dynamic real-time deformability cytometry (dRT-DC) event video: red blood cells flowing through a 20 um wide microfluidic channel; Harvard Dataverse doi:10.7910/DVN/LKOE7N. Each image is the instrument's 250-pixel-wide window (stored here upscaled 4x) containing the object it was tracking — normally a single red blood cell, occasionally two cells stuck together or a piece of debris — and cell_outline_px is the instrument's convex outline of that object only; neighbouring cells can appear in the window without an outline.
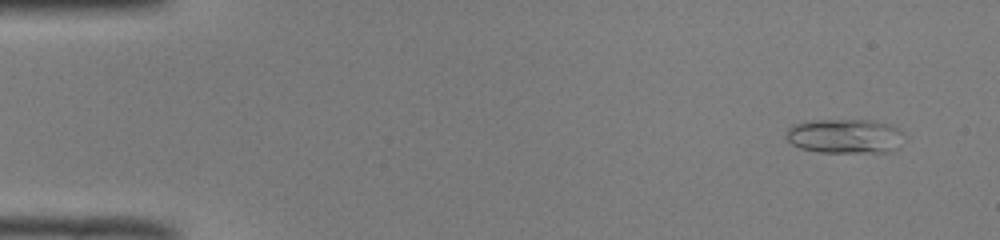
{"species": "common noctule bat (a hibernating species)", "species_latin": "Nyctalus noctula", "temperature_condition": "room temperature", "stored_images_in_passage": 51, "camera_frame_rate_fps": 3000, "um_per_image_px": 0.085, "animal": {"sex": "male", "body_mass_g": 19.0, "forearm_length_mm": 50.8}, "frame": {"image": 1, "passage_image": 4, "time_ms": 1.0, "image_size_px": [1000, 240], "cell_outline_px": [[908, 136], [900, 148], [884, 152], [820, 152], [800, 148], [792, 144], [784, 136], [788, 128], [792, 124], [808, 120], [868, 120], [892, 124], [900, 128]], "centroid_in_image_um": [71.89, 11.56], "position_along_channel_um": 13.1, "area_um2": 24.39}}
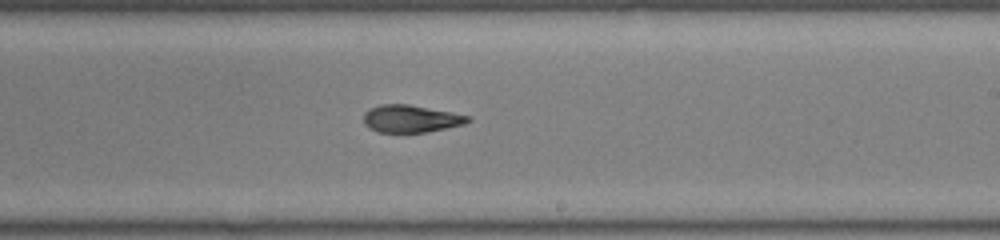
{"frame": {"image": 2, "passage_image": 31, "time_ms": 10.0, "image_size_px": [1000, 240], "cell_outline_px": [[472, 120], [464, 124], [424, 132], [376, 132], [368, 128], [364, 124], [364, 112], [368, 108], [380, 104], [408, 104], [452, 112], [472, 116]], "centroid_in_image_um": [34.9, 10.08], "position_along_channel_um": 254.1, "area_um2": 16.76}}
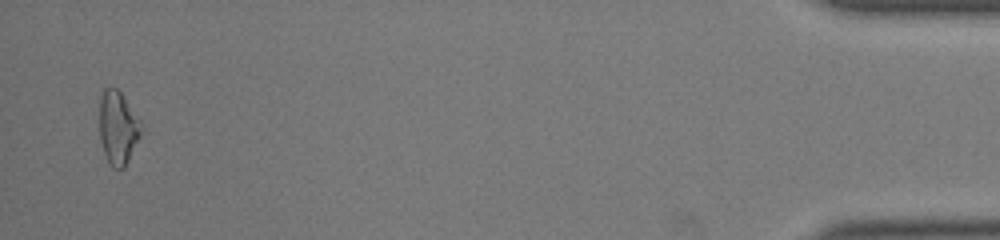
{"frame": {"image": 3, "passage_image": 50, "time_ms": 16.333, "image_size_px": [1000, 240], "cell_outline_px": [[144, 128], [124, 168], [112, 168], [104, 152], [100, 140], [100, 100], [104, 88], [116, 88], [120, 92], [144, 124]], "centroid_in_image_um": [10.05, 10.85], "position_along_channel_um": 425.1, "area_um2": 17.74}, "authors_computed_cell_mechanics": {"area_um2": 17.629, "velocity_mm_per_s": 4.0182, "shape_relaxation_time_tau1_ms": 9.4528, "shape_relaxation_time_tau2_ms": 2.1563, "deformation_change_tau1": 0.2464, "deformation_change_tau2": 0.0867}}